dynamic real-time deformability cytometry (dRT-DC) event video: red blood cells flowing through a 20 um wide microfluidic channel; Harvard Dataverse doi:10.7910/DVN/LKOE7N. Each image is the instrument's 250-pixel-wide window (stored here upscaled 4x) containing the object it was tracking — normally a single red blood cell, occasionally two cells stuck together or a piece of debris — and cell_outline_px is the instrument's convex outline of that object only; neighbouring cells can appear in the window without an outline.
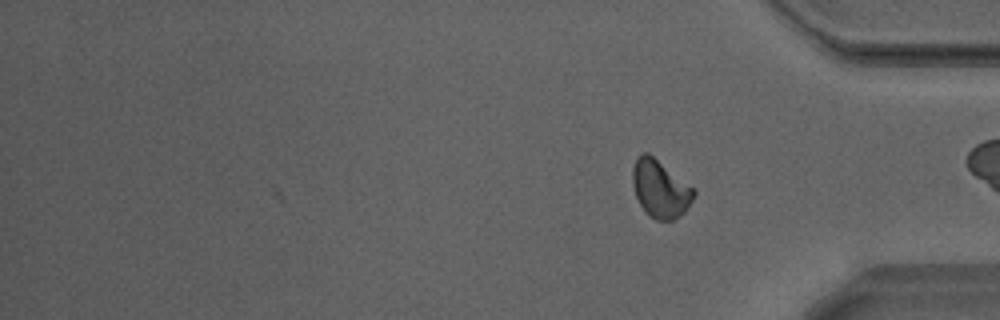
{"species": "Egyptian fruit bat (a non-hibernating species)", "species_latin": "Rousettus aegyptiacus", "temperature_condition": "warm", "stored_images_in_passage": 25, "camera_frame_rate_fps": 3000, "um_per_image_px": 0.085, "animal": {"sex": "male"}, "frame": {"image": 1, "passage_image": 25, "time_ms": 8.0, "image_size_px": [1000, 320], "cell_outline_px": [[696, 192], [692, 200], [684, 212], [672, 220], [656, 220], [640, 204], [636, 196], [632, 184], [632, 168], [640, 152], [648, 152], [696, 188]], "centroid_in_image_um": [56.13, 16.0], "position_along_channel_um": 379.1, "area_um2": 20.52}, "authors_computed_cell_mechanics": {"area_um2": 19.8832, "velocity_mm_per_s": 4.2256, "shape_relaxation_time_tau1_ms": null, "shape_relaxation_time_tau2_ms": 3.1175, "deformation_change_tau1": null, "deformation_change_tau2": 0.0905}}